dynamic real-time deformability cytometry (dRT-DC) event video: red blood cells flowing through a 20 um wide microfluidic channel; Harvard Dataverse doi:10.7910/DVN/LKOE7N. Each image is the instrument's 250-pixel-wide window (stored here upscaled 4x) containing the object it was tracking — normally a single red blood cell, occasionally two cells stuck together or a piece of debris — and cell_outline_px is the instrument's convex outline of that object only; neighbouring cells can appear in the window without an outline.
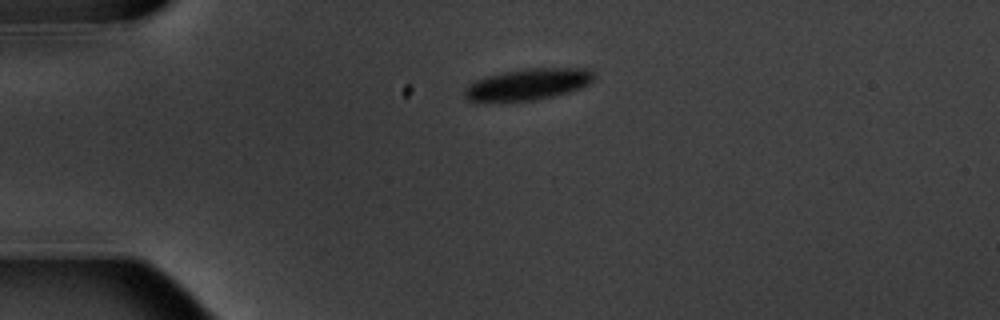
{"species": "common noctule bat (a hibernating species)", "species_latin": "Nyctalus noctula", "temperature_condition": "warm", "stored_images_in_passage": 2, "camera_frame_rate_fps": 3000, "um_per_image_px": 0.085, "animal": {"sex": "male", "body_mass_g": 20.1, "forearm_length_mm": 53.5}, "frame": {"image": 1, "passage_image": 1, "time_ms": 0.0, "image_size_px": [1000, 320], "cell_outline_px": [[596, 76], [588, 84], [580, 88], [568, 92], [552, 96], [532, 100], [468, 100], [464, 96], [464, 88], [468, 84], [484, 76], [500, 72], [528, 68], [588, 68], [596, 72]], "centroid_in_image_um": [44.91, 7.13], "position_along_channel_um": 40.1, "area_um2": 23.52}}